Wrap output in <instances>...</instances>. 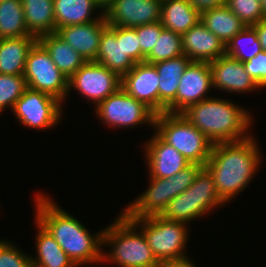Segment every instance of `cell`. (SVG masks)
Masks as SVG:
<instances>
[{
  "label": "cell",
  "instance_id": "cell-1",
  "mask_svg": "<svg viewBox=\"0 0 266 267\" xmlns=\"http://www.w3.org/2000/svg\"><path fill=\"white\" fill-rule=\"evenodd\" d=\"M35 201V220L48 230L78 267L102 262L103 230L92 236L79 220L43 193L36 194Z\"/></svg>",
  "mask_w": 266,
  "mask_h": 267
},
{
  "label": "cell",
  "instance_id": "cell-2",
  "mask_svg": "<svg viewBox=\"0 0 266 267\" xmlns=\"http://www.w3.org/2000/svg\"><path fill=\"white\" fill-rule=\"evenodd\" d=\"M258 147L253 135L240 141L213 144L204 167L213 176L217 192L226 204L247 188L260 169L262 156Z\"/></svg>",
  "mask_w": 266,
  "mask_h": 267
},
{
  "label": "cell",
  "instance_id": "cell-3",
  "mask_svg": "<svg viewBox=\"0 0 266 267\" xmlns=\"http://www.w3.org/2000/svg\"><path fill=\"white\" fill-rule=\"evenodd\" d=\"M246 108L222 98L211 97L188 106L181 114L213 144L248 138L252 116Z\"/></svg>",
  "mask_w": 266,
  "mask_h": 267
},
{
  "label": "cell",
  "instance_id": "cell-4",
  "mask_svg": "<svg viewBox=\"0 0 266 267\" xmlns=\"http://www.w3.org/2000/svg\"><path fill=\"white\" fill-rule=\"evenodd\" d=\"M108 227L103 229L102 262H112L118 267H160L142 231L122 212ZM140 232V233H139Z\"/></svg>",
  "mask_w": 266,
  "mask_h": 267
},
{
  "label": "cell",
  "instance_id": "cell-5",
  "mask_svg": "<svg viewBox=\"0 0 266 267\" xmlns=\"http://www.w3.org/2000/svg\"><path fill=\"white\" fill-rule=\"evenodd\" d=\"M154 129L190 163L205 166L208 162L213 143L181 113L157 114Z\"/></svg>",
  "mask_w": 266,
  "mask_h": 267
},
{
  "label": "cell",
  "instance_id": "cell-6",
  "mask_svg": "<svg viewBox=\"0 0 266 267\" xmlns=\"http://www.w3.org/2000/svg\"><path fill=\"white\" fill-rule=\"evenodd\" d=\"M225 203L217 192L213 176L203 167L193 184L173 198L161 216L167 220L190 223Z\"/></svg>",
  "mask_w": 266,
  "mask_h": 267
},
{
  "label": "cell",
  "instance_id": "cell-7",
  "mask_svg": "<svg viewBox=\"0 0 266 267\" xmlns=\"http://www.w3.org/2000/svg\"><path fill=\"white\" fill-rule=\"evenodd\" d=\"M142 231L153 255L161 264L188 258L185 248L188 238L187 223L167 220L161 215L129 218Z\"/></svg>",
  "mask_w": 266,
  "mask_h": 267
},
{
  "label": "cell",
  "instance_id": "cell-8",
  "mask_svg": "<svg viewBox=\"0 0 266 267\" xmlns=\"http://www.w3.org/2000/svg\"><path fill=\"white\" fill-rule=\"evenodd\" d=\"M28 88L53 96L61 103L68 96V77L51 60L37 41L30 49L23 73Z\"/></svg>",
  "mask_w": 266,
  "mask_h": 267
},
{
  "label": "cell",
  "instance_id": "cell-9",
  "mask_svg": "<svg viewBox=\"0 0 266 267\" xmlns=\"http://www.w3.org/2000/svg\"><path fill=\"white\" fill-rule=\"evenodd\" d=\"M94 108L96 115L107 126L127 129L148 124L154 128L156 114L121 87Z\"/></svg>",
  "mask_w": 266,
  "mask_h": 267
},
{
  "label": "cell",
  "instance_id": "cell-10",
  "mask_svg": "<svg viewBox=\"0 0 266 267\" xmlns=\"http://www.w3.org/2000/svg\"><path fill=\"white\" fill-rule=\"evenodd\" d=\"M62 108V103L53 96L27 87L12 111L21 125L45 130L60 122Z\"/></svg>",
  "mask_w": 266,
  "mask_h": 267
},
{
  "label": "cell",
  "instance_id": "cell-11",
  "mask_svg": "<svg viewBox=\"0 0 266 267\" xmlns=\"http://www.w3.org/2000/svg\"><path fill=\"white\" fill-rule=\"evenodd\" d=\"M72 87L96 107L121 87V77L98 62L88 61L68 79V93Z\"/></svg>",
  "mask_w": 266,
  "mask_h": 267
},
{
  "label": "cell",
  "instance_id": "cell-12",
  "mask_svg": "<svg viewBox=\"0 0 266 267\" xmlns=\"http://www.w3.org/2000/svg\"><path fill=\"white\" fill-rule=\"evenodd\" d=\"M212 72L208 62L191 61L180 77L176 98L167 106V113H181L188 106L210 98Z\"/></svg>",
  "mask_w": 266,
  "mask_h": 267
},
{
  "label": "cell",
  "instance_id": "cell-13",
  "mask_svg": "<svg viewBox=\"0 0 266 267\" xmlns=\"http://www.w3.org/2000/svg\"><path fill=\"white\" fill-rule=\"evenodd\" d=\"M161 0H115L105 11L108 25L134 28L161 20Z\"/></svg>",
  "mask_w": 266,
  "mask_h": 267
},
{
  "label": "cell",
  "instance_id": "cell-14",
  "mask_svg": "<svg viewBox=\"0 0 266 267\" xmlns=\"http://www.w3.org/2000/svg\"><path fill=\"white\" fill-rule=\"evenodd\" d=\"M150 186L122 211L128 218L161 215L168 203L176 197L175 178L149 177Z\"/></svg>",
  "mask_w": 266,
  "mask_h": 267
},
{
  "label": "cell",
  "instance_id": "cell-15",
  "mask_svg": "<svg viewBox=\"0 0 266 267\" xmlns=\"http://www.w3.org/2000/svg\"><path fill=\"white\" fill-rule=\"evenodd\" d=\"M159 75L154 64L136 63L121 77V88L136 100L144 103L156 115L159 114Z\"/></svg>",
  "mask_w": 266,
  "mask_h": 267
},
{
  "label": "cell",
  "instance_id": "cell-16",
  "mask_svg": "<svg viewBox=\"0 0 266 267\" xmlns=\"http://www.w3.org/2000/svg\"><path fill=\"white\" fill-rule=\"evenodd\" d=\"M212 72V86L231 93H249L260 90V86L245 71L244 63L228 55L209 62Z\"/></svg>",
  "mask_w": 266,
  "mask_h": 267
},
{
  "label": "cell",
  "instance_id": "cell-17",
  "mask_svg": "<svg viewBox=\"0 0 266 267\" xmlns=\"http://www.w3.org/2000/svg\"><path fill=\"white\" fill-rule=\"evenodd\" d=\"M149 177L169 178L191 163L156 132L144 145Z\"/></svg>",
  "mask_w": 266,
  "mask_h": 267
},
{
  "label": "cell",
  "instance_id": "cell-18",
  "mask_svg": "<svg viewBox=\"0 0 266 267\" xmlns=\"http://www.w3.org/2000/svg\"><path fill=\"white\" fill-rule=\"evenodd\" d=\"M182 52L191 61L211 62L226 54V45L199 21L181 35Z\"/></svg>",
  "mask_w": 266,
  "mask_h": 267
},
{
  "label": "cell",
  "instance_id": "cell-19",
  "mask_svg": "<svg viewBox=\"0 0 266 267\" xmlns=\"http://www.w3.org/2000/svg\"><path fill=\"white\" fill-rule=\"evenodd\" d=\"M108 26L105 14L96 21L59 28L56 33L71 45L86 62L95 61L99 51L100 37Z\"/></svg>",
  "mask_w": 266,
  "mask_h": 267
},
{
  "label": "cell",
  "instance_id": "cell-20",
  "mask_svg": "<svg viewBox=\"0 0 266 267\" xmlns=\"http://www.w3.org/2000/svg\"><path fill=\"white\" fill-rule=\"evenodd\" d=\"M96 62L114 71L120 77L135 66L136 63L124 51L123 27L108 25L103 30Z\"/></svg>",
  "mask_w": 266,
  "mask_h": 267
},
{
  "label": "cell",
  "instance_id": "cell-21",
  "mask_svg": "<svg viewBox=\"0 0 266 267\" xmlns=\"http://www.w3.org/2000/svg\"><path fill=\"white\" fill-rule=\"evenodd\" d=\"M191 60L185 55L154 63L159 75V114L167 112V106L176 98L180 77Z\"/></svg>",
  "mask_w": 266,
  "mask_h": 267
},
{
  "label": "cell",
  "instance_id": "cell-22",
  "mask_svg": "<svg viewBox=\"0 0 266 267\" xmlns=\"http://www.w3.org/2000/svg\"><path fill=\"white\" fill-rule=\"evenodd\" d=\"M36 42L34 36L0 39V74L23 75L28 52Z\"/></svg>",
  "mask_w": 266,
  "mask_h": 267
},
{
  "label": "cell",
  "instance_id": "cell-23",
  "mask_svg": "<svg viewBox=\"0 0 266 267\" xmlns=\"http://www.w3.org/2000/svg\"><path fill=\"white\" fill-rule=\"evenodd\" d=\"M37 41L46 49L51 60L68 79L86 62L85 59L56 32L40 36Z\"/></svg>",
  "mask_w": 266,
  "mask_h": 267
},
{
  "label": "cell",
  "instance_id": "cell-24",
  "mask_svg": "<svg viewBox=\"0 0 266 267\" xmlns=\"http://www.w3.org/2000/svg\"><path fill=\"white\" fill-rule=\"evenodd\" d=\"M100 9V14L95 18L93 12ZM104 15V12L96 4L95 0H54V16L56 31L69 25L85 24L96 21Z\"/></svg>",
  "mask_w": 266,
  "mask_h": 267
},
{
  "label": "cell",
  "instance_id": "cell-25",
  "mask_svg": "<svg viewBox=\"0 0 266 267\" xmlns=\"http://www.w3.org/2000/svg\"><path fill=\"white\" fill-rule=\"evenodd\" d=\"M35 237L37 254L31 258L33 267H78L63 251L48 230L39 222Z\"/></svg>",
  "mask_w": 266,
  "mask_h": 267
},
{
  "label": "cell",
  "instance_id": "cell-26",
  "mask_svg": "<svg viewBox=\"0 0 266 267\" xmlns=\"http://www.w3.org/2000/svg\"><path fill=\"white\" fill-rule=\"evenodd\" d=\"M160 21L164 29L182 35L200 21V12L189 0H165Z\"/></svg>",
  "mask_w": 266,
  "mask_h": 267
},
{
  "label": "cell",
  "instance_id": "cell-27",
  "mask_svg": "<svg viewBox=\"0 0 266 267\" xmlns=\"http://www.w3.org/2000/svg\"><path fill=\"white\" fill-rule=\"evenodd\" d=\"M28 32L36 37L55 33L54 0H21Z\"/></svg>",
  "mask_w": 266,
  "mask_h": 267
},
{
  "label": "cell",
  "instance_id": "cell-28",
  "mask_svg": "<svg viewBox=\"0 0 266 267\" xmlns=\"http://www.w3.org/2000/svg\"><path fill=\"white\" fill-rule=\"evenodd\" d=\"M200 21L225 45L246 27L226 5L200 12Z\"/></svg>",
  "mask_w": 266,
  "mask_h": 267
},
{
  "label": "cell",
  "instance_id": "cell-29",
  "mask_svg": "<svg viewBox=\"0 0 266 267\" xmlns=\"http://www.w3.org/2000/svg\"><path fill=\"white\" fill-rule=\"evenodd\" d=\"M33 36L26 28L21 0L0 1V39Z\"/></svg>",
  "mask_w": 266,
  "mask_h": 267
},
{
  "label": "cell",
  "instance_id": "cell-30",
  "mask_svg": "<svg viewBox=\"0 0 266 267\" xmlns=\"http://www.w3.org/2000/svg\"><path fill=\"white\" fill-rule=\"evenodd\" d=\"M261 51L257 32L252 26H246L226 44V55L243 63Z\"/></svg>",
  "mask_w": 266,
  "mask_h": 267
},
{
  "label": "cell",
  "instance_id": "cell-31",
  "mask_svg": "<svg viewBox=\"0 0 266 267\" xmlns=\"http://www.w3.org/2000/svg\"><path fill=\"white\" fill-rule=\"evenodd\" d=\"M182 52L181 35L169 29H163L155 46L145 57V62L154 64L159 61L177 58Z\"/></svg>",
  "mask_w": 266,
  "mask_h": 267
},
{
  "label": "cell",
  "instance_id": "cell-32",
  "mask_svg": "<svg viewBox=\"0 0 266 267\" xmlns=\"http://www.w3.org/2000/svg\"><path fill=\"white\" fill-rule=\"evenodd\" d=\"M26 88L23 75L0 74V112L5 108L12 110Z\"/></svg>",
  "mask_w": 266,
  "mask_h": 267
},
{
  "label": "cell",
  "instance_id": "cell-33",
  "mask_svg": "<svg viewBox=\"0 0 266 267\" xmlns=\"http://www.w3.org/2000/svg\"><path fill=\"white\" fill-rule=\"evenodd\" d=\"M226 6L236 14L246 26H253L264 19L260 0H226Z\"/></svg>",
  "mask_w": 266,
  "mask_h": 267
},
{
  "label": "cell",
  "instance_id": "cell-34",
  "mask_svg": "<svg viewBox=\"0 0 266 267\" xmlns=\"http://www.w3.org/2000/svg\"><path fill=\"white\" fill-rule=\"evenodd\" d=\"M138 35V41L141 49V62L145 61V57L151 52L152 48L157 42L161 31L164 29L161 21L145 24L142 26L134 27Z\"/></svg>",
  "mask_w": 266,
  "mask_h": 267
},
{
  "label": "cell",
  "instance_id": "cell-35",
  "mask_svg": "<svg viewBox=\"0 0 266 267\" xmlns=\"http://www.w3.org/2000/svg\"><path fill=\"white\" fill-rule=\"evenodd\" d=\"M10 243L0 255V267H33L32 255L28 256Z\"/></svg>",
  "mask_w": 266,
  "mask_h": 267
},
{
  "label": "cell",
  "instance_id": "cell-36",
  "mask_svg": "<svg viewBox=\"0 0 266 267\" xmlns=\"http://www.w3.org/2000/svg\"><path fill=\"white\" fill-rule=\"evenodd\" d=\"M245 71L260 86L266 88V52L261 51L256 56L244 62Z\"/></svg>",
  "mask_w": 266,
  "mask_h": 267
},
{
  "label": "cell",
  "instance_id": "cell-37",
  "mask_svg": "<svg viewBox=\"0 0 266 267\" xmlns=\"http://www.w3.org/2000/svg\"><path fill=\"white\" fill-rule=\"evenodd\" d=\"M203 167L202 165L191 163L173 176L175 178L176 196L180 195L193 184L197 174Z\"/></svg>",
  "mask_w": 266,
  "mask_h": 267
},
{
  "label": "cell",
  "instance_id": "cell-38",
  "mask_svg": "<svg viewBox=\"0 0 266 267\" xmlns=\"http://www.w3.org/2000/svg\"><path fill=\"white\" fill-rule=\"evenodd\" d=\"M123 47L125 53L135 62H141V49L134 28L123 27Z\"/></svg>",
  "mask_w": 266,
  "mask_h": 267
},
{
  "label": "cell",
  "instance_id": "cell-39",
  "mask_svg": "<svg viewBox=\"0 0 266 267\" xmlns=\"http://www.w3.org/2000/svg\"><path fill=\"white\" fill-rule=\"evenodd\" d=\"M190 3L199 11L221 7L226 5V0H189Z\"/></svg>",
  "mask_w": 266,
  "mask_h": 267
},
{
  "label": "cell",
  "instance_id": "cell-40",
  "mask_svg": "<svg viewBox=\"0 0 266 267\" xmlns=\"http://www.w3.org/2000/svg\"><path fill=\"white\" fill-rule=\"evenodd\" d=\"M252 27L257 32L262 51L266 52V19H262Z\"/></svg>",
  "mask_w": 266,
  "mask_h": 267
},
{
  "label": "cell",
  "instance_id": "cell-41",
  "mask_svg": "<svg viewBox=\"0 0 266 267\" xmlns=\"http://www.w3.org/2000/svg\"><path fill=\"white\" fill-rule=\"evenodd\" d=\"M189 258L182 260H174L169 262H164L160 264V267H195L193 262Z\"/></svg>",
  "mask_w": 266,
  "mask_h": 267
},
{
  "label": "cell",
  "instance_id": "cell-42",
  "mask_svg": "<svg viewBox=\"0 0 266 267\" xmlns=\"http://www.w3.org/2000/svg\"><path fill=\"white\" fill-rule=\"evenodd\" d=\"M115 0H95L96 4L105 13L107 9L114 3Z\"/></svg>",
  "mask_w": 266,
  "mask_h": 267
},
{
  "label": "cell",
  "instance_id": "cell-43",
  "mask_svg": "<svg viewBox=\"0 0 266 267\" xmlns=\"http://www.w3.org/2000/svg\"><path fill=\"white\" fill-rule=\"evenodd\" d=\"M11 242L0 239V255L1 252L10 244Z\"/></svg>",
  "mask_w": 266,
  "mask_h": 267
},
{
  "label": "cell",
  "instance_id": "cell-44",
  "mask_svg": "<svg viewBox=\"0 0 266 267\" xmlns=\"http://www.w3.org/2000/svg\"><path fill=\"white\" fill-rule=\"evenodd\" d=\"M260 2L264 13V19H266V0H260Z\"/></svg>",
  "mask_w": 266,
  "mask_h": 267
}]
</instances>
